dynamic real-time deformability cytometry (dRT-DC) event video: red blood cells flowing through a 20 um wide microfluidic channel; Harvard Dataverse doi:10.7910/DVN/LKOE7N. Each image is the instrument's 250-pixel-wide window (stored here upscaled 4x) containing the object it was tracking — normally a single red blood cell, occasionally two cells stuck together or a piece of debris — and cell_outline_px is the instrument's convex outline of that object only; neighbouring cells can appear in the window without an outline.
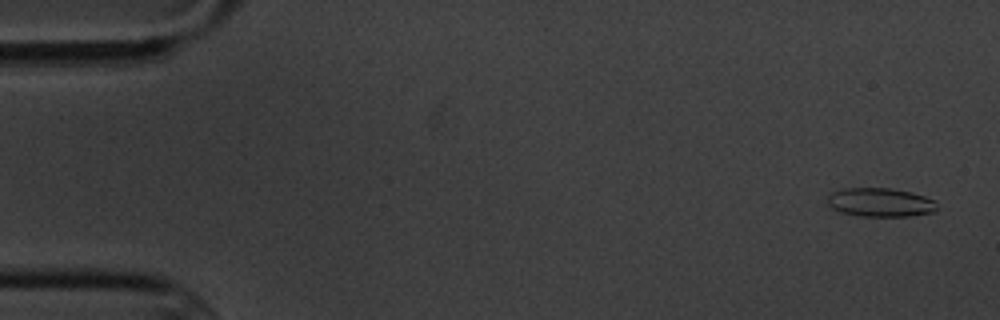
{"species": "common noctule bat (a hibernating species)", "species_latin": "Nyctalus noctula", "temperature_condition": "cold", "stored_images_in_passage": 5, "camera_frame_rate_fps": 3000, "um_per_image_px": 0.085, "animal": {"sex": "male", "body_mass_g": 20.1, "forearm_length_mm": 53.5}, "frame": {"image": 1, "passage_image": 1, "time_ms": 0.0, "image_size_px": [1000, 320], "cell_outline_px": [[936, 212], [908, 216], [860, 216], [844, 212], [832, 208], [828, 204], [828, 196], [832, 192], [844, 188], [892, 188], [912, 192], [936, 200]], "centroid_in_image_um": [74.86, 17.19], "position_along_channel_um": 10.1, "area_um2": 18.38}}
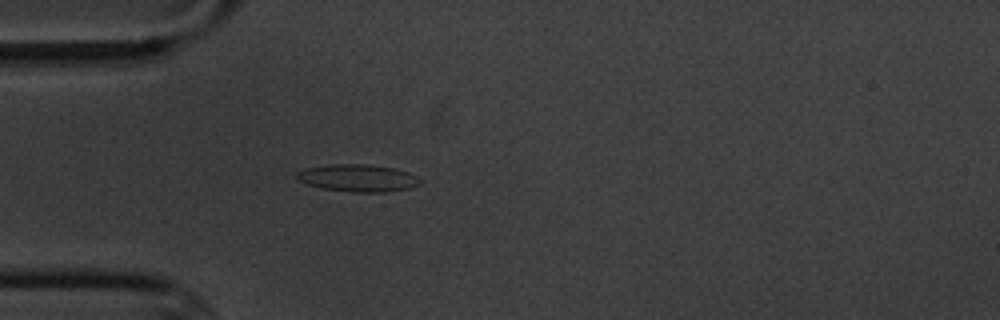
{"frame": {"image": 2, "passage_image": 5, "time_ms": 4.667, "image_size_px": [1000, 320], "cell_outline_px": [[420, 184], [408, 188], [384, 192], [352, 192], [320, 188], [296, 180], [296, 172], [304, 168], [332, 164], [364, 164], [396, 168], [408, 172], [416, 176], [420, 180]], "centroid_in_image_um": [30.38, 15.13], "position_along_channel_um": 54.6, "area_um2": 19.65}}